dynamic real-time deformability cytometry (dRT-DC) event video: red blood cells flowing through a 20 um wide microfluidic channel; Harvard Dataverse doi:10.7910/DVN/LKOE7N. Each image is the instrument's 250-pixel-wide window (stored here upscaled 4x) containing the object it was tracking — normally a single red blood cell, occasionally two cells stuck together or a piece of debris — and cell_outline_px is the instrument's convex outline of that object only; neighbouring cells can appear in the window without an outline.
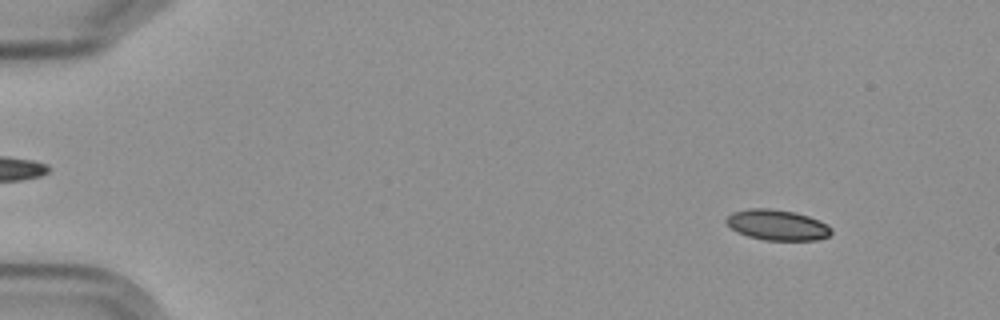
{"species": "Egyptian fruit bat (a non-hibernating species)", "species_latin": "Rousettus aegyptiacus", "temperature_condition": "cold", "stored_images_in_passage": 4, "camera_frame_rate_fps": 3000, "um_per_image_px": 0.085, "frame": {"image": 1, "passage_image": 1, "time_ms": 0.0, "image_size_px": [1000, 320], "cell_outline_px": [[832, 232], [828, 236], [816, 240], [764, 240], [748, 236], [736, 232], [724, 220], [732, 212], [748, 208], [768, 208], [796, 212], [820, 220], [828, 224], [832, 228]], "centroid_in_image_um": [66.07, 19.11], "position_along_channel_um": 18.9, "area_um2": 18.84}}
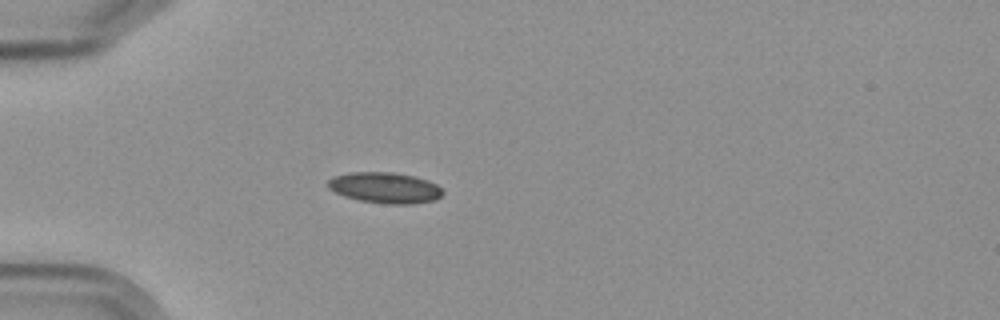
{"frame": {"image": 2, "passage_image": 4, "time_ms": 3.667, "image_size_px": [1000, 320], "cell_outline_px": [[444, 192], [436, 200], [408, 204], [384, 204], [360, 200], [344, 196], [328, 188], [328, 180], [332, 176], [348, 172], [392, 172], [416, 176], [428, 180], [436, 184]], "centroid_in_image_um": [32.71, 15.95], "position_along_channel_um": 52.3, "area_um2": 20.75}}